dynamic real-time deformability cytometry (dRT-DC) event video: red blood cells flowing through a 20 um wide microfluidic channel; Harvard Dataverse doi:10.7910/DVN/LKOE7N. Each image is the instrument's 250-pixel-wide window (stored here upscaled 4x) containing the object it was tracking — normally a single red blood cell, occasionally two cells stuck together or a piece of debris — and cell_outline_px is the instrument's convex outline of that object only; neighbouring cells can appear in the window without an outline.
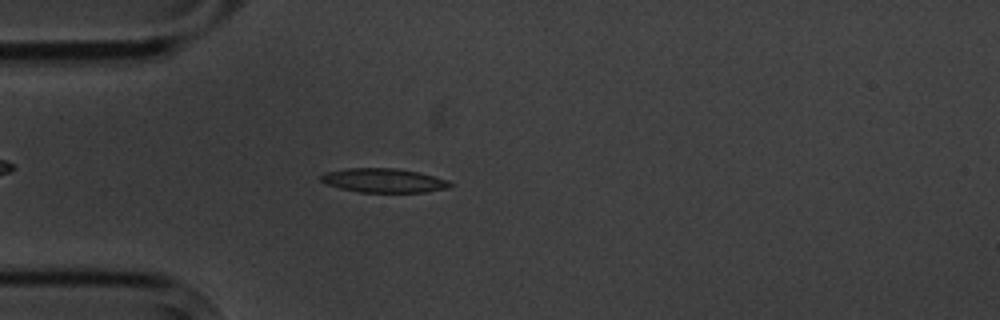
{"species": "common noctule bat (a hibernating species)", "species_latin": "Nyctalus noctula", "temperature_condition": "cold", "stored_images_in_passage": 6, "camera_frame_rate_fps": 3000, "um_per_image_px": 0.085, "animal": {"sex": "male", "body_mass_g": 20.1, "forearm_length_mm": 53.5}, "frame": {"image": 1, "passage_image": 6, "time_ms": 6.0, "image_size_px": [1000, 320], "cell_outline_px": [[456, 184], [448, 188], [424, 192], [360, 192], [340, 188], [328, 184], [320, 180], [320, 176], [324, 172], [348, 168], [396, 168], [416, 172], [448, 180]], "centroid_in_image_um": [32.62, 15.34], "position_along_channel_um": 52.4, "area_um2": 18.03}}